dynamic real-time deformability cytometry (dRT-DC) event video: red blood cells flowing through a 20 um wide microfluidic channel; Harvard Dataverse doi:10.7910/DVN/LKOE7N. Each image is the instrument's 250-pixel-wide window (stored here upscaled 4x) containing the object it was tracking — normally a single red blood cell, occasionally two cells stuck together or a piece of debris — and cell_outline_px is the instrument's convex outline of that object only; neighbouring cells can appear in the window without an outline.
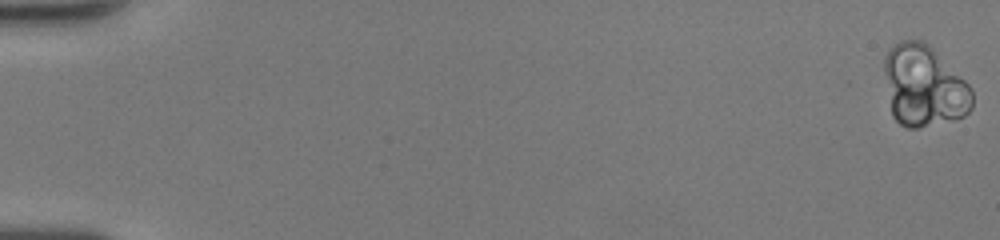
{"species": "human", "species_latin": "Homo sapiens", "temperature_condition": "room temperature", "stored_images_in_passage": 50, "camera_frame_rate_fps": 3000, "um_per_image_px": 0.085, "donor": {"sex": "female"}, "frame": {"image": 1, "passage_image": 1, "time_ms": 0.0, "image_size_px": [1000, 240], "cell_outline_px": [[972, 108], [964, 116], [952, 120], [916, 128], [908, 128], [900, 124], [892, 116], [884, 72], [884, 60], [888, 52], [900, 40], [920, 40], [928, 44], [968, 84], [972, 92]], "centroid_in_image_um": [78.52, 7.33], "position_along_channel_um": 6.5, "area_um2": 41.15}}
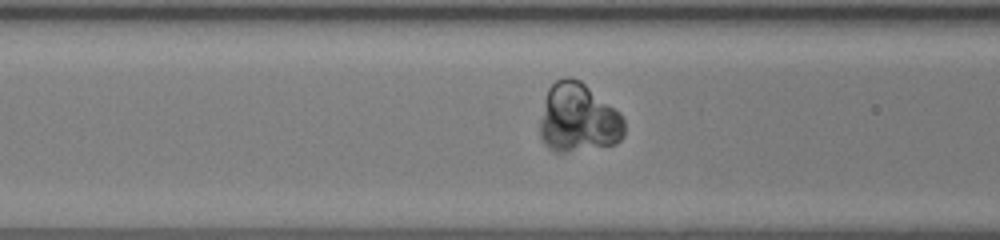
{"frame": {"image": 2, "passage_image": 21, "time_ms": 6.667, "image_size_px": [1000, 240], "cell_outline_px": [[624, 136], [616, 144], [564, 152], [552, 152], [544, 144], [540, 136], [540, 124], [548, 88], [556, 80], [568, 76], [580, 80], [620, 112], [624, 120]], "centroid_in_image_um": [49.16, 10.04], "position_along_channel_um": 117.4, "area_um2": 33.87}}
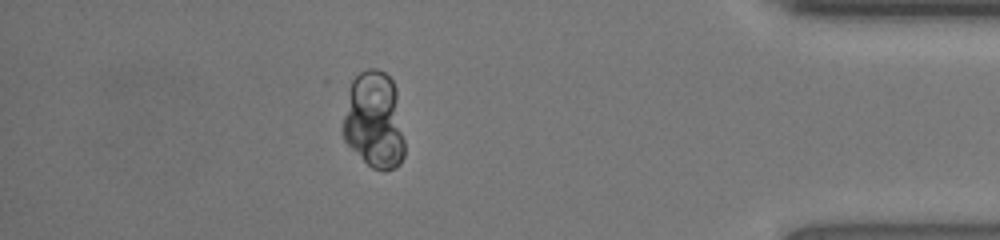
{"frame": {"image": 3, "passage_image": 44, "time_ms": 14.333, "image_size_px": [1000, 240], "cell_outline_px": [[404, 156], [400, 164], [396, 168], [372, 168], [344, 140], [344, 116], [352, 80], [360, 72], [368, 68], [376, 68], [384, 72], [392, 80], [396, 88], [404, 140]], "centroid_in_image_um": [31.84, 10.2], "position_along_channel_um": 403.4, "area_um2": 34.22}, "authors_computed_cell_mechanics": {"area_um2": 35.4892, "velocity_mm_per_s": 4.2291, "shape_relaxation_time_tau1_ms": 2.6119, "shape_relaxation_time_tau2_ms": null, "deformation_change_tau1": 0.0082, "deformation_change_tau2": null}}